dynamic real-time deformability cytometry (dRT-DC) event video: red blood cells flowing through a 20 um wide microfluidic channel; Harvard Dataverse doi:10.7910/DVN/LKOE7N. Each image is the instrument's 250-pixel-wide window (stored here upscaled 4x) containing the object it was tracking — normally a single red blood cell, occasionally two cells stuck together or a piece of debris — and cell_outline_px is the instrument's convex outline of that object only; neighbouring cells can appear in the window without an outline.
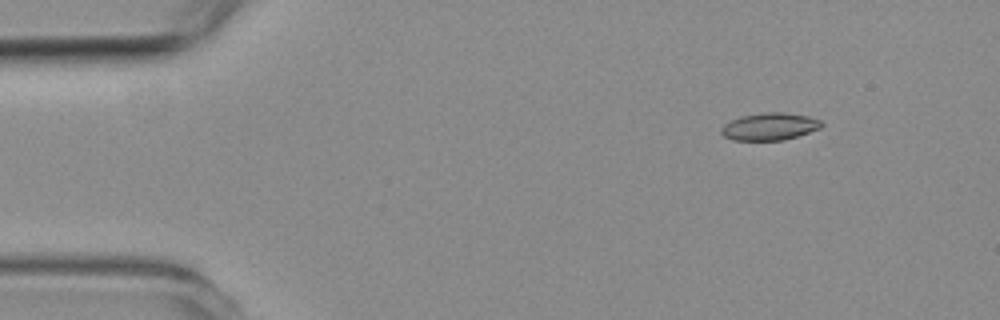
{"species": "common noctule bat (a hibernating species)", "species_latin": "Nyctalus noctula", "temperature_condition": "room temperature", "stored_images_in_passage": 4, "camera_frame_rate_fps": 3000, "um_per_image_px": 0.085, "animal": {"sex": "female", "body_mass_g": 19.3, "forearm_length_mm": 54.1}, "frame": {"image": 1, "passage_image": 1, "time_ms": 0.0, "image_size_px": [1000, 320], "cell_outline_px": [[824, 124], [820, 128], [784, 140], [732, 140], [724, 136], [720, 132], [720, 128], [724, 124], [740, 116], [764, 112], [784, 112], [808, 116], [820, 120]], "centroid_in_image_um": [65.4, 10.75], "position_along_channel_um": 19.6, "area_um2": 15.95}}
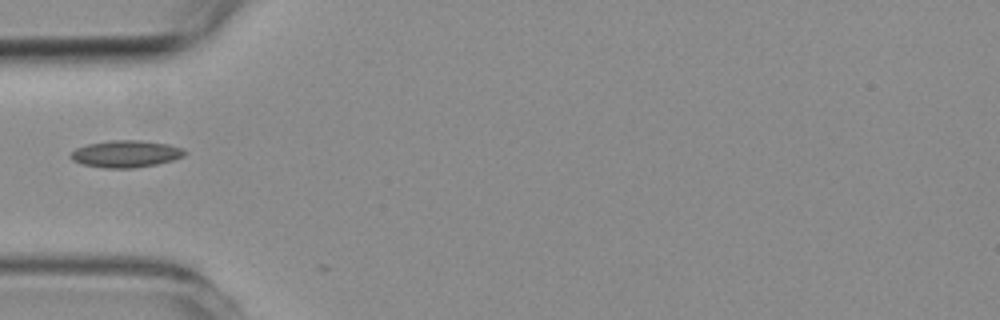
{"frame": {"image": 2, "passage_image": 3, "time_ms": 3.667, "image_size_px": [1000, 320], "cell_outline_px": [[188, 152], [184, 156], [172, 160], [156, 164], [132, 168], [104, 168], [84, 164], [72, 160], [68, 156], [76, 148], [88, 144], [112, 140], [140, 140], [168, 144], [184, 148]], "centroid_in_image_um": [10.72, 13.07], "position_along_channel_um": 74.3, "area_um2": 17.92}}